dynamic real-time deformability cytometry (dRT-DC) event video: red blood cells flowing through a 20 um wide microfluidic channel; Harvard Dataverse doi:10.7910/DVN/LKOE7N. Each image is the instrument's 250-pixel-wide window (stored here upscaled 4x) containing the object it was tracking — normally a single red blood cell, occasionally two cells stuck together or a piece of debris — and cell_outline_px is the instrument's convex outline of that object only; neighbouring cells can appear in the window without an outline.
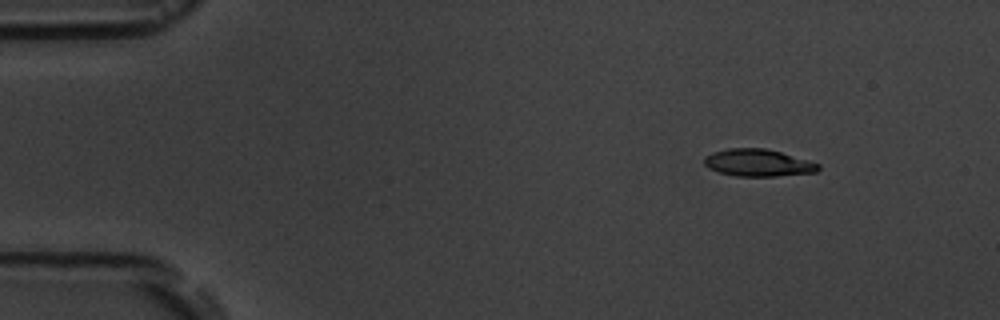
{"species": "common noctule bat (a hibernating species)", "species_latin": "Nyctalus noctula", "temperature_condition": "room temperature", "stored_images_in_passage": 5, "camera_frame_rate_fps": 3000, "um_per_image_px": 0.085, "animal": {"sex": "male", "body_mass_g": 19.5, "forearm_length_mm": 54.6}, "frame": {"image": 1, "passage_image": 2, "time_ms": 1.0, "image_size_px": [1000, 320], "cell_outline_px": [[820, 168], [816, 172], [776, 176], [736, 176], [720, 172], [708, 168], [704, 164], [704, 156], [712, 152], [728, 148], [764, 148], [780, 152], [808, 160], [820, 164]], "centroid_in_image_um": [64.41, 13.83], "position_along_channel_um": 20.6, "area_um2": 18.03}}
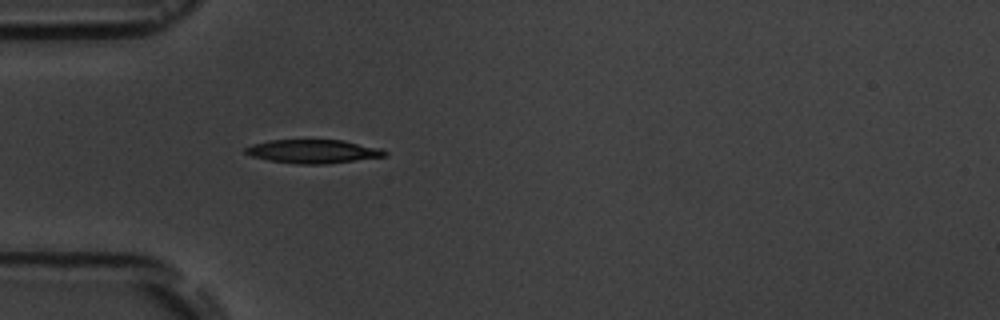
{"frame": {"image": 2, "passage_image": 5, "time_ms": 4.333, "image_size_px": [1000, 320], "cell_outline_px": [[388, 156], [324, 164], [296, 164], [268, 160], [252, 156], [244, 152], [244, 148], [252, 144], [268, 140], [344, 140], [384, 148], [388, 152]], "centroid_in_image_um": [26.66, 12.86], "position_along_channel_um": 58.3, "area_um2": 19.42}}